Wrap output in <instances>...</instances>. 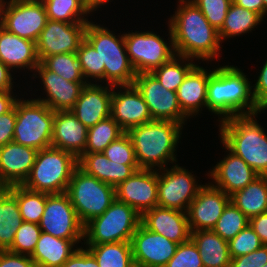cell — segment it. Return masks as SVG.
Here are the masks:
<instances>
[{"label":"cell","instance_id":"1","mask_svg":"<svg viewBox=\"0 0 267 267\" xmlns=\"http://www.w3.org/2000/svg\"><path fill=\"white\" fill-rule=\"evenodd\" d=\"M169 19L168 25L172 31L176 55L202 61H212L219 57V32L208 22L194 2L179 0L177 11Z\"/></svg>","mask_w":267,"mask_h":267},{"label":"cell","instance_id":"2","mask_svg":"<svg viewBox=\"0 0 267 267\" xmlns=\"http://www.w3.org/2000/svg\"><path fill=\"white\" fill-rule=\"evenodd\" d=\"M251 82L239 68L221 66L213 69L207 86V109L225 120L238 115L260 113Z\"/></svg>","mask_w":267,"mask_h":267},{"label":"cell","instance_id":"3","mask_svg":"<svg viewBox=\"0 0 267 267\" xmlns=\"http://www.w3.org/2000/svg\"><path fill=\"white\" fill-rule=\"evenodd\" d=\"M183 125L173 121L153 120L129 129V135L140 169H164L176 163L177 144L182 135Z\"/></svg>","mask_w":267,"mask_h":267},{"label":"cell","instance_id":"4","mask_svg":"<svg viewBox=\"0 0 267 267\" xmlns=\"http://www.w3.org/2000/svg\"><path fill=\"white\" fill-rule=\"evenodd\" d=\"M258 113L238 115L220 121V139L257 174L267 176V134L254 118Z\"/></svg>","mask_w":267,"mask_h":267},{"label":"cell","instance_id":"5","mask_svg":"<svg viewBox=\"0 0 267 267\" xmlns=\"http://www.w3.org/2000/svg\"><path fill=\"white\" fill-rule=\"evenodd\" d=\"M113 31L91 21L87 23L85 39L95 48L104 67V81L111 86L133 85L136 72L131 65L124 34L116 36Z\"/></svg>","mask_w":267,"mask_h":267},{"label":"cell","instance_id":"6","mask_svg":"<svg viewBox=\"0 0 267 267\" xmlns=\"http://www.w3.org/2000/svg\"><path fill=\"white\" fill-rule=\"evenodd\" d=\"M77 167L78 158L70 152L52 146L38 150L35 163L23 186L35 192L65 193Z\"/></svg>","mask_w":267,"mask_h":267},{"label":"cell","instance_id":"7","mask_svg":"<svg viewBox=\"0 0 267 267\" xmlns=\"http://www.w3.org/2000/svg\"><path fill=\"white\" fill-rule=\"evenodd\" d=\"M140 224L141 215L128 204L115 199L102 215L84 225V244L131 241Z\"/></svg>","mask_w":267,"mask_h":267},{"label":"cell","instance_id":"8","mask_svg":"<svg viewBox=\"0 0 267 267\" xmlns=\"http://www.w3.org/2000/svg\"><path fill=\"white\" fill-rule=\"evenodd\" d=\"M16 124L13 142L36 150L51 147L54 111L37 100L15 102Z\"/></svg>","mask_w":267,"mask_h":267},{"label":"cell","instance_id":"9","mask_svg":"<svg viewBox=\"0 0 267 267\" xmlns=\"http://www.w3.org/2000/svg\"><path fill=\"white\" fill-rule=\"evenodd\" d=\"M66 193L83 225L102 215L116 199L115 188L77 167Z\"/></svg>","mask_w":267,"mask_h":267},{"label":"cell","instance_id":"10","mask_svg":"<svg viewBox=\"0 0 267 267\" xmlns=\"http://www.w3.org/2000/svg\"><path fill=\"white\" fill-rule=\"evenodd\" d=\"M169 34L170 46L152 31L124 34L128 58L136 74L151 73L176 55L170 26Z\"/></svg>","mask_w":267,"mask_h":267},{"label":"cell","instance_id":"11","mask_svg":"<svg viewBox=\"0 0 267 267\" xmlns=\"http://www.w3.org/2000/svg\"><path fill=\"white\" fill-rule=\"evenodd\" d=\"M39 227L42 232L68 240H84V225L65 193L48 194Z\"/></svg>","mask_w":267,"mask_h":267},{"label":"cell","instance_id":"12","mask_svg":"<svg viewBox=\"0 0 267 267\" xmlns=\"http://www.w3.org/2000/svg\"><path fill=\"white\" fill-rule=\"evenodd\" d=\"M47 21L42 1L6 0L4 3L1 26L21 38L37 42Z\"/></svg>","mask_w":267,"mask_h":267},{"label":"cell","instance_id":"13","mask_svg":"<svg viewBox=\"0 0 267 267\" xmlns=\"http://www.w3.org/2000/svg\"><path fill=\"white\" fill-rule=\"evenodd\" d=\"M162 170L158 171V206L187 212L203 185L196 183L188 169L176 163L171 169L165 167Z\"/></svg>","mask_w":267,"mask_h":267},{"label":"cell","instance_id":"14","mask_svg":"<svg viewBox=\"0 0 267 267\" xmlns=\"http://www.w3.org/2000/svg\"><path fill=\"white\" fill-rule=\"evenodd\" d=\"M134 85L141 92L152 120L185 125L188 117L180 109L177 92L167 90L152 73L136 74Z\"/></svg>","mask_w":267,"mask_h":267},{"label":"cell","instance_id":"15","mask_svg":"<svg viewBox=\"0 0 267 267\" xmlns=\"http://www.w3.org/2000/svg\"><path fill=\"white\" fill-rule=\"evenodd\" d=\"M87 23H65L48 19L36 42L39 61L45 57L75 53L85 39Z\"/></svg>","mask_w":267,"mask_h":267},{"label":"cell","instance_id":"16","mask_svg":"<svg viewBox=\"0 0 267 267\" xmlns=\"http://www.w3.org/2000/svg\"><path fill=\"white\" fill-rule=\"evenodd\" d=\"M158 169H139L115 188L116 199L141 216L158 206Z\"/></svg>","mask_w":267,"mask_h":267},{"label":"cell","instance_id":"17","mask_svg":"<svg viewBox=\"0 0 267 267\" xmlns=\"http://www.w3.org/2000/svg\"><path fill=\"white\" fill-rule=\"evenodd\" d=\"M130 242L135 267H165L179 245L148 230L142 223Z\"/></svg>","mask_w":267,"mask_h":267},{"label":"cell","instance_id":"18","mask_svg":"<svg viewBox=\"0 0 267 267\" xmlns=\"http://www.w3.org/2000/svg\"><path fill=\"white\" fill-rule=\"evenodd\" d=\"M230 202V196L212 183L203 185L187 210L190 231L212 230Z\"/></svg>","mask_w":267,"mask_h":267},{"label":"cell","instance_id":"19","mask_svg":"<svg viewBox=\"0 0 267 267\" xmlns=\"http://www.w3.org/2000/svg\"><path fill=\"white\" fill-rule=\"evenodd\" d=\"M116 87L120 92L114 91ZM110 116L125 132L153 121L141 92L134 84L112 86Z\"/></svg>","mask_w":267,"mask_h":267},{"label":"cell","instance_id":"20","mask_svg":"<svg viewBox=\"0 0 267 267\" xmlns=\"http://www.w3.org/2000/svg\"><path fill=\"white\" fill-rule=\"evenodd\" d=\"M38 150L7 143L0 147V188L23 185L35 163Z\"/></svg>","mask_w":267,"mask_h":267},{"label":"cell","instance_id":"21","mask_svg":"<svg viewBox=\"0 0 267 267\" xmlns=\"http://www.w3.org/2000/svg\"><path fill=\"white\" fill-rule=\"evenodd\" d=\"M44 84V90L47 98L34 99L46 104L51 110L68 111L71 110L78 100L83 87L87 82H70L62 78L53 71L46 69L41 63L35 68Z\"/></svg>","mask_w":267,"mask_h":267},{"label":"cell","instance_id":"22","mask_svg":"<svg viewBox=\"0 0 267 267\" xmlns=\"http://www.w3.org/2000/svg\"><path fill=\"white\" fill-rule=\"evenodd\" d=\"M141 223L177 244L191 238L187 212L181 210L155 206L141 216Z\"/></svg>","mask_w":267,"mask_h":267},{"label":"cell","instance_id":"23","mask_svg":"<svg viewBox=\"0 0 267 267\" xmlns=\"http://www.w3.org/2000/svg\"><path fill=\"white\" fill-rule=\"evenodd\" d=\"M111 97V85L87 83L71 111L87 128L93 127L110 116Z\"/></svg>","mask_w":267,"mask_h":267},{"label":"cell","instance_id":"24","mask_svg":"<svg viewBox=\"0 0 267 267\" xmlns=\"http://www.w3.org/2000/svg\"><path fill=\"white\" fill-rule=\"evenodd\" d=\"M229 154L208 173L213 179L214 187L221 189L227 195L243 189L260 175L257 174L241 157L231 152L225 145Z\"/></svg>","mask_w":267,"mask_h":267},{"label":"cell","instance_id":"25","mask_svg":"<svg viewBox=\"0 0 267 267\" xmlns=\"http://www.w3.org/2000/svg\"><path fill=\"white\" fill-rule=\"evenodd\" d=\"M87 132L88 128L71 110L55 111L51 146L79 158L85 152Z\"/></svg>","mask_w":267,"mask_h":267},{"label":"cell","instance_id":"26","mask_svg":"<svg viewBox=\"0 0 267 267\" xmlns=\"http://www.w3.org/2000/svg\"><path fill=\"white\" fill-rule=\"evenodd\" d=\"M0 61L9 69H29L34 71L40 61L36 42L27 40L0 26Z\"/></svg>","mask_w":267,"mask_h":267},{"label":"cell","instance_id":"27","mask_svg":"<svg viewBox=\"0 0 267 267\" xmlns=\"http://www.w3.org/2000/svg\"><path fill=\"white\" fill-rule=\"evenodd\" d=\"M212 71L195 65L185 76L177 90V97L182 112L189 118L196 116L202 107L207 108V86Z\"/></svg>","mask_w":267,"mask_h":267},{"label":"cell","instance_id":"28","mask_svg":"<svg viewBox=\"0 0 267 267\" xmlns=\"http://www.w3.org/2000/svg\"><path fill=\"white\" fill-rule=\"evenodd\" d=\"M78 167L114 188L140 169L139 165H124L110 161L103 152L83 153L78 158Z\"/></svg>","mask_w":267,"mask_h":267},{"label":"cell","instance_id":"29","mask_svg":"<svg viewBox=\"0 0 267 267\" xmlns=\"http://www.w3.org/2000/svg\"><path fill=\"white\" fill-rule=\"evenodd\" d=\"M79 241L61 239L42 232L30 257L37 267H61L77 250L74 246Z\"/></svg>","mask_w":267,"mask_h":267},{"label":"cell","instance_id":"30","mask_svg":"<svg viewBox=\"0 0 267 267\" xmlns=\"http://www.w3.org/2000/svg\"><path fill=\"white\" fill-rule=\"evenodd\" d=\"M191 239L199 250L204 267H230L228 241L213 230L192 231Z\"/></svg>","mask_w":267,"mask_h":267},{"label":"cell","instance_id":"31","mask_svg":"<svg viewBox=\"0 0 267 267\" xmlns=\"http://www.w3.org/2000/svg\"><path fill=\"white\" fill-rule=\"evenodd\" d=\"M230 201L249 219L267 212V176H259L230 195Z\"/></svg>","mask_w":267,"mask_h":267},{"label":"cell","instance_id":"32","mask_svg":"<svg viewBox=\"0 0 267 267\" xmlns=\"http://www.w3.org/2000/svg\"><path fill=\"white\" fill-rule=\"evenodd\" d=\"M22 223L17 198L7 188H0V250L12 246Z\"/></svg>","mask_w":267,"mask_h":267},{"label":"cell","instance_id":"33","mask_svg":"<svg viewBox=\"0 0 267 267\" xmlns=\"http://www.w3.org/2000/svg\"><path fill=\"white\" fill-rule=\"evenodd\" d=\"M99 267H135L131 242H113L85 247Z\"/></svg>","mask_w":267,"mask_h":267},{"label":"cell","instance_id":"34","mask_svg":"<svg viewBox=\"0 0 267 267\" xmlns=\"http://www.w3.org/2000/svg\"><path fill=\"white\" fill-rule=\"evenodd\" d=\"M263 19L255 12L231 3L219 32L221 42L253 30Z\"/></svg>","mask_w":267,"mask_h":267},{"label":"cell","instance_id":"35","mask_svg":"<svg viewBox=\"0 0 267 267\" xmlns=\"http://www.w3.org/2000/svg\"><path fill=\"white\" fill-rule=\"evenodd\" d=\"M7 189L17 198L23 221L39 224L48 193L31 191L23 185L10 186Z\"/></svg>","mask_w":267,"mask_h":267},{"label":"cell","instance_id":"36","mask_svg":"<svg viewBox=\"0 0 267 267\" xmlns=\"http://www.w3.org/2000/svg\"><path fill=\"white\" fill-rule=\"evenodd\" d=\"M195 65L192 58L175 55L170 61L154 69L151 73L167 90L177 92L185 76Z\"/></svg>","mask_w":267,"mask_h":267},{"label":"cell","instance_id":"37","mask_svg":"<svg viewBox=\"0 0 267 267\" xmlns=\"http://www.w3.org/2000/svg\"><path fill=\"white\" fill-rule=\"evenodd\" d=\"M124 133L118 123L109 116L88 128L84 153L103 152L112 141L117 140Z\"/></svg>","mask_w":267,"mask_h":267},{"label":"cell","instance_id":"38","mask_svg":"<svg viewBox=\"0 0 267 267\" xmlns=\"http://www.w3.org/2000/svg\"><path fill=\"white\" fill-rule=\"evenodd\" d=\"M48 19L65 23H88L84 18L90 14L83 0H43ZM83 15V16H82Z\"/></svg>","mask_w":267,"mask_h":267},{"label":"cell","instance_id":"39","mask_svg":"<svg viewBox=\"0 0 267 267\" xmlns=\"http://www.w3.org/2000/svg\"><path fill=\"white\" fill-rule=\"evenodd\" d=\"M40 63L46 69L55 72L67 81L86 82L83 78L76 52L48 56Z\"/></svg>","mask_w":267,"mask_h":267},{"label":"cell","instance_id":"40","mask_svg":"<svg viewBox=\"0 0 267 267\" xmlns=\"http://www.w3.org/2000/svg\"><path fill=\"white\" fill-rule=\"evenodd\" d=\"M248 225L249 218L230 201L212 230L229 241Z\"/></svg>","mask_w":267,"mask_h":267},{"label":"cell","instance_id":"41","mask_svg":"<svg viewBox=\"0 0 267 267\" xmlns=\"http://www.w3.org/2000/svg\"><path fill=\"white\" fill-rule=\"evenodd\" d=\"M76 54L85 81L91 77L92 80L97 79L102 82L104 79V67H100L98 52L86 39L81 42Z\"/></svg>","mask_w":267,"mask_h":267},{"label":"cell","instance_id":"42","mask_svg":"<svg viewBox=\"0 0 267 267\" xmlns=\"http://www.w3.org/2000/svg\"><path fill=\"white\" fill-rule=\"evenodd\" d=\"M41 233L39 224L23 221L22 225L16 231L13 244L8 251L31 256Z\"/></svg>","mask_w":267,"mask_h":267},{"label":"cell","instance_id":"43","mask_svg":"<svg viewBox=\"0 0 267 267\" xmlns=\"http://www.w3.org/2000/svg\"><path fill=\"white\" fill-rule=\"evenodd\" d=\"M103 153L110 161L124 165H138L132 141L126 132L112 141Z\"/></svg>","mask_w":267,"mask_h":267},{"label":"cell","instance_id":"44","mask_svg":"<svg viewBox=\"0 0 267 267\" xmlns=\"http://www.w3.org/2000/svg\"><path fill=\"white\" fill-rule=\"evenodd\" d=\"M262 245L259 236L248 225L228 241L229 255L231 258L246 255L259 249Z\"/></svg>","mask_w":267,"mask_h":267},{"label":"cell","instance_id":"45","mask_svg":"<svg viewBox=\"0 0 267 267\" xmlns=\"http://www.w3.org/2000/svg\"><path fill=\"white\" fill-rule=\"evenodd\" d=\"M208 22L219 31L224 23L232 0H191Z\"/></svg>","mask_w":267,"mask_h":267},{"label":"cell","instance_id":"46","mask_svg":"<svg viewBox=\"0 0 267 267\" xmlns=\"http://www.w3.org/2000/svg\"><path fill=\"white\" fill-rule=\"evenodd\" d=\"M165 267H204L199 250L190 238L180 243Z\"/></svg>","mask_w":267,"mask_h":267},{"label":"cell","instance_id":"47","mask_svg":"<svg viewBox=\"0 0 267 267\" xmlns=\"http://www.w3.org/2000/svg\"><path fill=\"white\" fill-rule=\"evenodd\" d=\"M267 264V245L236 258H231L230 267H262Z\"/></svg>","mask_w":267,"mask_h":267},{"label":"cell","instance_id":"48","mask_svg":"<svg viewBox=\"0 0 267 267\" xmlns=\"http://www.w3.org/2000/svg\"><path fill=\"white\" fill-rule=\"evenodd\" d=\"M16 124V107L0 115V147L13 142Z\"/></svg>","mask_w":267,"mask_h":267},{"label":"cell","instance_id":"49","mask_svg":"<svg viewBox=\"0 0 267 267\" xmlns=\"http://www.w3.org/2000/svg\"><path fill=\"white\" fill-rule=\"evenodd\" d=\"M260 70L252 92L257 107L262 111L267 110V60Z\"/></svg>","mask_w":267,"mask_h":267},{"label":"cell","instance_id":"50","mask_svg":"<svg viewBox=\"0 0 267 267\" xmlns=\"http://www.w3.org/2000/svg\"><path fill=\"white\" fill-rule=\"evenodd\" d=\"M0 267H37L28 255L0 250Z\"/></svg>","mask_w":267,"mask_h":267},{"label":"cell","instance_id":"51","mask_svg":"<svg viewBox=\"0 0 267 267\" xmlns=\"http://www.w3.org/2000/svg\"><path fill=\"white\" fill-rule=\"evenodd\" d=\"M61 267H99L94 256L85 248H77Z\"/></svg>","mask_w":267,"mask_h":267},{"label":"cell","instance_id":"52","mask_svg":"<svg viewBox=\"0 0 267 267\" xmlns=\"http://www.w3.org/2000/svg\"><path fill=\"white\" fill-rule=\"evenodd\" d=\"M249 225L259 236L263 245H267V212L249 219Z\"/></svg>","mask_w":267,"mask_h":267},{"label":"cell","instance_id":"53","mask_svg":"<svg viewBox=\"0 0 267 267\" xmlns=\"http://www.w3.org/2000/svg\"><path fill=\"white\" fill-rule=\"evenodd\" d=\"M235 5L257 13L262 19L264 17L263 0H232Z\"/></svg>","mask_w":267,"mask_h":267},{"label":"cell","instance_id":"54","mask_svg":"<svg viewBox=\"0 0 267 267\" xmlns=\"http://www.w3.org/2000/svg\"><path fill=\"white\" fill-rule=\"evenodd\" d=\"M11 69L0 61V91H12Z\"/></svg>","mask_w":267,"mask_h":267},{"label":"cell","instance_id":"55","mask_svg":"<svg viewBox=\"0 0 267 267\" xmlns=\"http://www.w3.org/2000/svg\"><path fill=\"white\" fill-rule=\"evenodd\" d=\"M13 91H0V115L10 111L18 98L13 97Z\"/></svg>","mask_w":267,"mask_h":267},{"label":"cell","instance_id":"56","mask_svg":"<svg viewBox=\"0 0 267 267\" xmlns=\"http://www.w3.org/2000/svg\"><path fill=\"white\" fill-rule=\"evenodd\" d=\"M107 2H109V0H83L84 6L89 13L96 11L97 8H100V6Z\"/></svg>","mask_w":267,"mask_h":267},{"label":"cell","instance_id":"57","mask_svg":"<svg viewBox=\"0 0 267 267\" xmlns=\"http://www.w3.org/2000/svg\"><path fill=\"white\" fill-rule=\"evenodd\" d=\"M5 0H0V26H1V21H2V10L4 6Z\"/></svg>","mask_w":267,"mask_h":267},{"label":"cell","instance_id":"58","mask_svg":"<svg viewBox=\"0 0 267 267\" xmlns=\"http://www.w3.org/2000/svg\"><path fill=\"white\" fill-rule=\"evenodd\" d=\"M264 2V15L267 13V0H263Z\"/></svg>","mask_w":267,"mask_h":267}]
</instances>
